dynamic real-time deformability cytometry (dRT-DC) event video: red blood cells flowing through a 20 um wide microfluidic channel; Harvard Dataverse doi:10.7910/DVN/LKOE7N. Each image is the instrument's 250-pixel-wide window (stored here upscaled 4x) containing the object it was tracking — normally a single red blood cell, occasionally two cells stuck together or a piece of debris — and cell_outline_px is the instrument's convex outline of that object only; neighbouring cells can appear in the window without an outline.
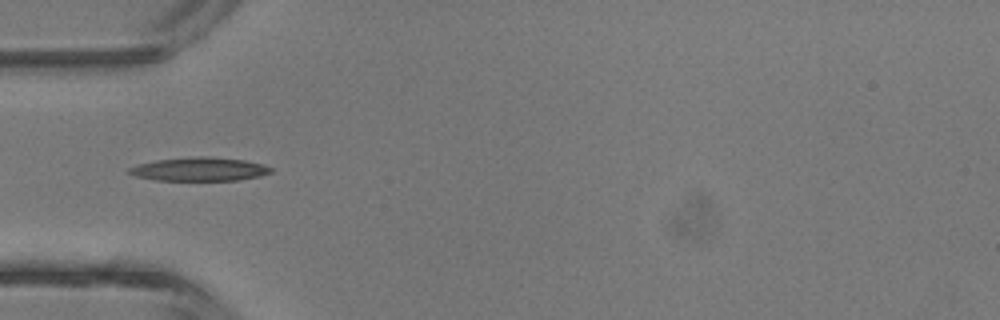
{"species": "common noctule bat (a hibernating species)", "species_latin": "Nyctalus noctula", "temperature_condition": "room temperature", "stored_images_in_passage": 4, "camera_frame_rate_fps": 3000, "um_per_image_px": 0.085, "animal": {"sex": "male", "body_mass_g": 13.3}, "frame": {"image": 1, "passage_image": 4, "time_ms": 4.333, "image_size_px": [1000, 320], "cell_outline_px": [[272, 172], [260, 176], [236, 180], [156, 180], [136, 176], [128, 172], [128, 168], [140, 164], [156, 160], [196, 156], [212, 156], [244, 160], [264, 164], [272, 168]], "centroid_in_image_um": [16.99, 14.37], "position_along_channel_um": 68.0, "area_um2": 19.42}}